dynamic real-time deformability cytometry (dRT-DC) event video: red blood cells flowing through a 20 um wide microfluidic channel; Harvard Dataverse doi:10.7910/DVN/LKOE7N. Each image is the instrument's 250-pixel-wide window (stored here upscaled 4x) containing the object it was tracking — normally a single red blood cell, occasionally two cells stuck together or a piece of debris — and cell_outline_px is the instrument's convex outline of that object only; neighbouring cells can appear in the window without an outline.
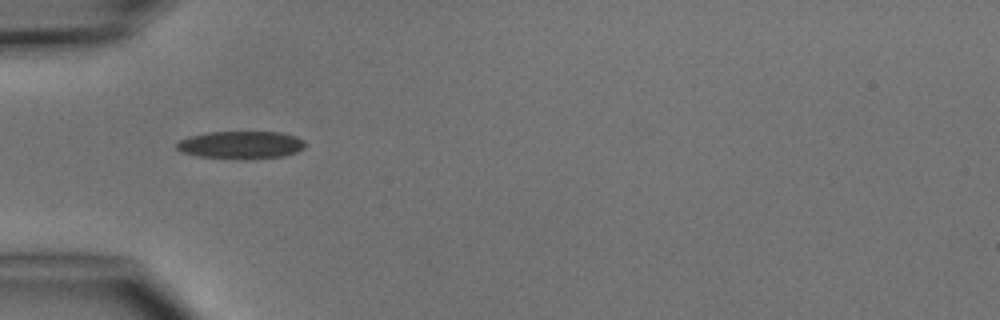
{"species": "common noctule bat (a hibernating species)", "species_latin": "Nyctalus noctula", "temperature_condition": "cold", "stored_images_in_passage": 6, "camera_frame_rate_fps": 3000, "um_per_image_px": 0.085, "animal": {"sex": "male", "body_mass_g": 15.6}, "frame": {"image": 1, "passage_image": 4, "time_ms": 4.333, "image_size_px": [1000, 320], "cell_outline_px": [[304, 148], [296, 152], [284, 156], [244, 160], [200, 156], [180, 152], [176, 148], [176, 144], [180, 140], [188, 136], [208, 132], [280, 132], [296, 136], [304, 140]], "centroid_in_image_um": [20.47, 12.32], "position_along_channel_um": 64.5, "area_um2": 20.92}}
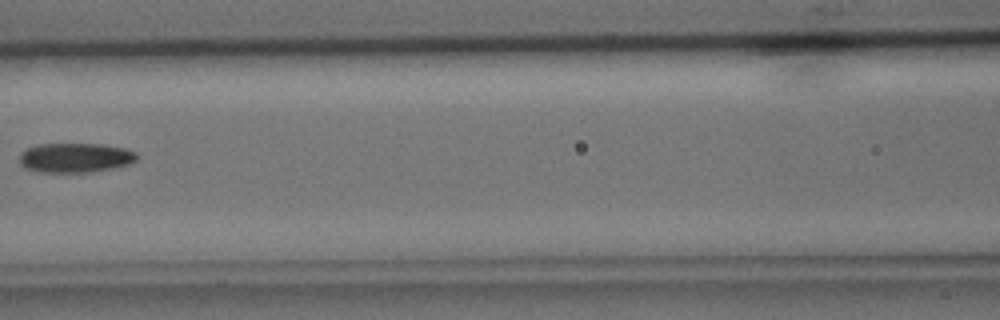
{"frame": {"image": 2, "passage_image": 6, "time_ms": 6.667, "image_size_px": [1000, 320], "cell_outline_px": [[136, 160], [128, 164], [112, 168], [92, 172], [36, 172], [24, 168], [20, 164], [20, 152], [36, 144], [100, 144], [124, 148], [136, 152]], "centroid_in_image_um": [6.35, 13.41], "position_along_channel_um": 160.3, "area_um2": 20.23}}